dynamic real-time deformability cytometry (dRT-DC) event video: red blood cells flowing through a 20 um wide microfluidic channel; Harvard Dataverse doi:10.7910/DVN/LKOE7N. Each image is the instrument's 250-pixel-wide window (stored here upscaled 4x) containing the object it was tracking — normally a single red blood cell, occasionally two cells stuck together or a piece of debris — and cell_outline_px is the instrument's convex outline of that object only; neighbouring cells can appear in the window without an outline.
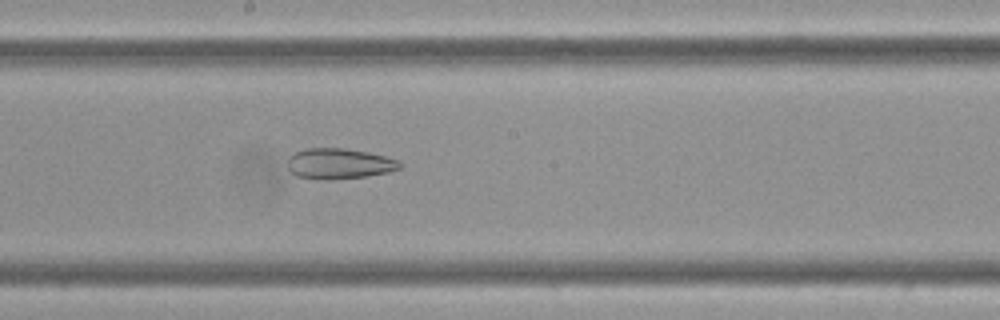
{"species": "Egyptian fruit bat (a non-hibernating species)", "species_latin": "Rousettus aegyptiacus", "temperature_condition": "cold", "stored_images_in_passage": 56, "camera_frame_rate_fps": 3000, "um_per_image_px": 0.085, "frame": {"image": 1, "passage_image": 29, "time_ms": 9.333, "image_size_px": [1000, 320], "cell_outline_px": [[400, 168], [388, 172], [364, 176], [328, 180], [316, 180], [296, 176], [288, 168], [288, 156], [292, 152], [304, 148], [344, 148], [368, 152], [400, 160]], "centroid_in_image_um": [28.76, 13.9], "position_along_channel_um": 219.4, "area_um2": 20.17}}
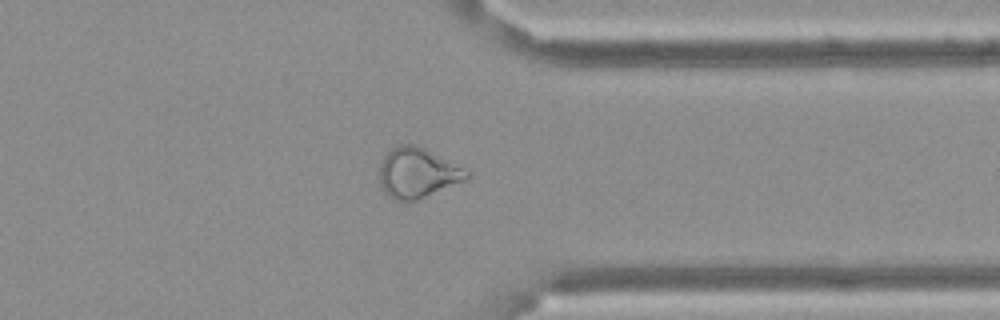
{"frame": {"image": 2, "passage_image": 43, "time_ms": 14.0, "image_size_px": [1000, 320], "cell_outline_px": [[472, 176], [468, 180], [416, 200], [396, 200], [388, 196], [384, 192], [380, 184], [380, 164], [384, 156], [396, 144], [416, 144], [472, 172]], "centroid_in_image_um": [35.51, 14.69], "position_along_channel_um": 375.9, "area_um2": 25.55}}
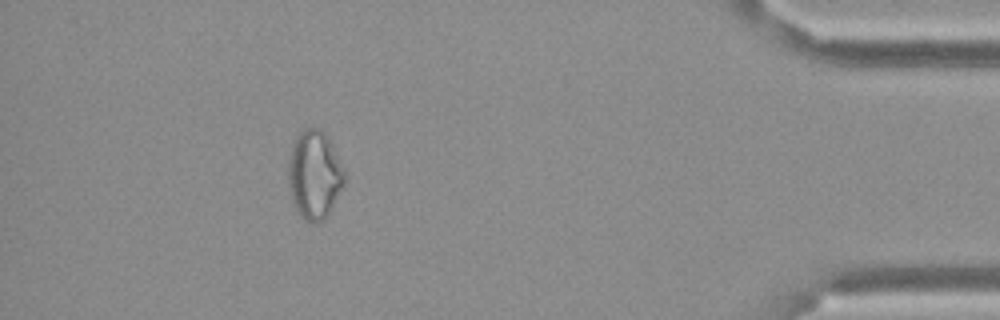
{"frame": {"image": 3, "passage_image": 50, "time_ms": 16.333, "image_size_px": [1000, 320], "cell_outline_px": [[344, 184], [324, 220], [312, 224], [304, 220], [296, 212], [288, 188], [288, 160], [292, 144], [300, 128], [320, 128], [328, 136], [344, 168]], "centroid_in_image_um": [26.69, 14.84], "position_along_channel_um": 408.5, "area_um2": 29.36}, "authors_computed_cell_mechanics": {"area_um2": 27.3972, "velocity_mm_per_s": 3.4187, "shape_relaxation_time_tau1_ms": null, "shape_relaxation_time_tau2_ms": 6.0617, "deformation_change_tau1": null, "deformation_change_tau2": 0.1679}}